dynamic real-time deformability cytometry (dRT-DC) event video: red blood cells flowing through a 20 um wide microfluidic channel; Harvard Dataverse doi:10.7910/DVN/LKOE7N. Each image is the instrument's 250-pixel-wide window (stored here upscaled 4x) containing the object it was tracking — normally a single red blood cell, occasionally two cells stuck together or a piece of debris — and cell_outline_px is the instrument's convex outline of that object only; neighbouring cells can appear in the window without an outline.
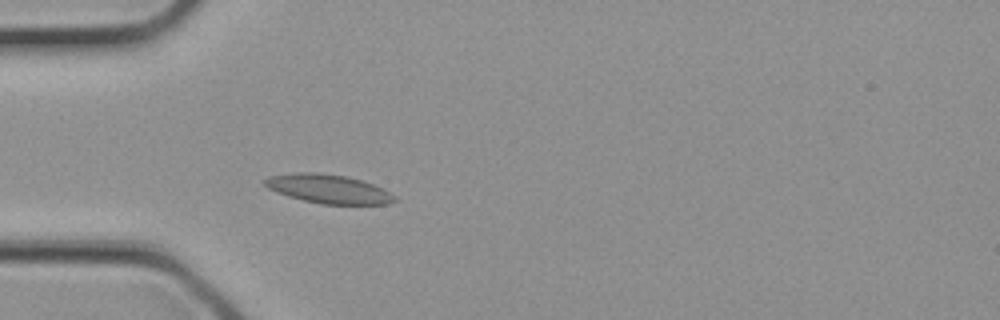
{"species": "common noctule bat (a hibernating species)", "species_latin": "Nyctalus noctula", "temperature_condition": "cold", "stored_images_in_passage": 2, "camera_frame_rate_fps": 3000, "um_per_image_px": 0.085, "animal": {"sex": "female", "body_mass_g": 21.9}, "frame": {"image": 1, "passage_image": 2, "time_ms": 0.333, "image_size_px": [1000, 320], "cell_outline_px": [[396, 200], [388, 204], [320, 204], [288, 196], [276, 192], [268, 188], [264, 184], [264, 180], [268, 176], [292, 172], [320, 172], [344, 176], [360, 180], [372, 184], [396, 196]], "centroid_in_image_um": [27.86, 16.05], "position_along_channel_um": 57.1, "area_um2": 21.73}}